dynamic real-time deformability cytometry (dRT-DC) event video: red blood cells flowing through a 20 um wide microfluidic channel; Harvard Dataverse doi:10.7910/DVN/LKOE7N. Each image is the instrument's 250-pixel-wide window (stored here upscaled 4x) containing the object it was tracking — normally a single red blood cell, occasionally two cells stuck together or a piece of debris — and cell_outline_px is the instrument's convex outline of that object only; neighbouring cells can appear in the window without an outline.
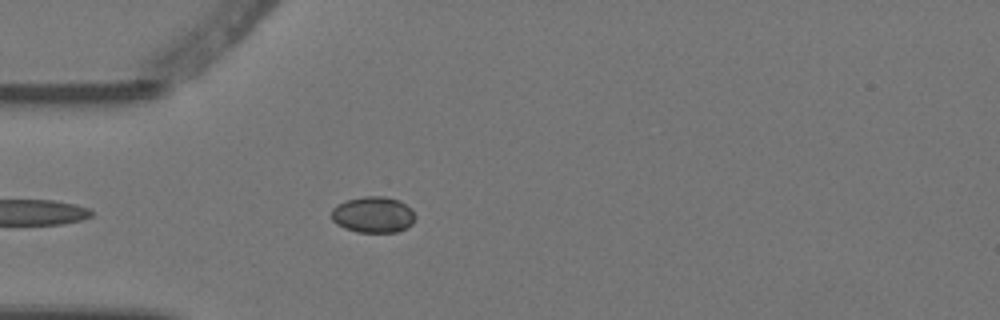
{"species": "Egyptian fruit bat (a non-hibernating species)", "species_latin": "Rousettus aegyptiacus", "temperature_condition": "warm", "stored_images_in_passage": 3, "camera_frame_rate_fps": 3000, "um_per_image_px": 0.085, "animal": {"sex": "female"}, "frame": {"image": 1, "passage_image": 3, "time_ms": 0.667, "image_size_px": [1000, 320], "cell_outline_px": [[416, 216], [412, 224], [396, 232], [360, 232], [344, 228], [336, 224], [332, 220], [332, 208], [348, 200], [364, 196], [384, 196], [400, 200], [412, 208]], "centroid_in_image_um": [31.75, 18.24], "position_along_channel_um": 53.3, "area_um2": 17.63}}